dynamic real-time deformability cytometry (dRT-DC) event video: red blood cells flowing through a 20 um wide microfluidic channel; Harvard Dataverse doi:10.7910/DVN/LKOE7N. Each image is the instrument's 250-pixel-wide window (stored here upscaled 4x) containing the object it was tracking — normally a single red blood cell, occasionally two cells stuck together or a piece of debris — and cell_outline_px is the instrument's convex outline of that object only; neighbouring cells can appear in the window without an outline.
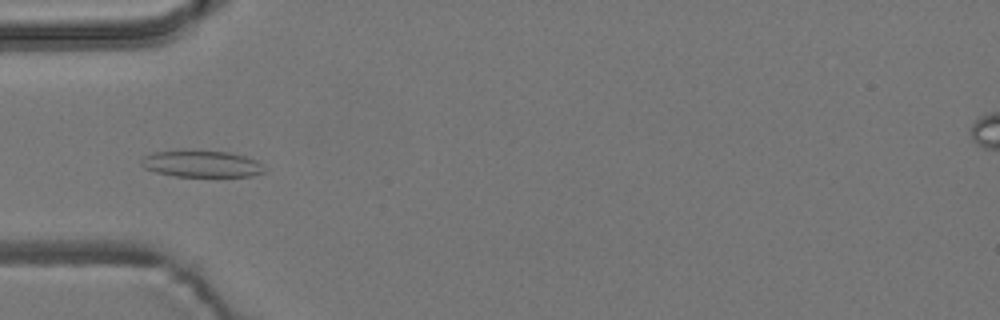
{"species": "common noctule bat (a hibernating species)", "species_latin": "Nyctalus noctula", "temperature_condition": "room temperature", "stored_images_in_passage": 3, "camera_frame_rate_fps": 3000, "um_per_image_px": 0.085, "animal": {"sex": "male", "body_mass_g": 19.2, "forearm_length_mm": 51.8}, "frame": {"image": 1, "passage_image": 1, "time_ms": 0.0, "image_size_px": [1000, 320], "cell_outline_px": [[264, 172], [252, 176], [176, 176], [156, 172], [144, 168], [140, 164], [140, 160], [144, 156], [156, 152], [180, 148], [228, 152], [244, 156], [256, 160], [260, 164]], "centroid_in_image_um": [17.05, 13.89], "position_along_channel_um": 67.9, "area_um2": 19.42}}
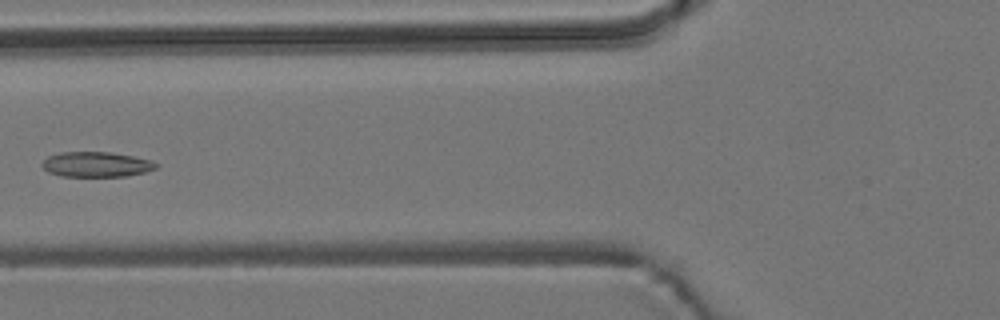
{"frame": {"image": 2, "passage_image": 2, "time_ms": 1.333, "image_size_px": [1000, 320], "cell_outline_px": [[160, 164], [156, 168], [144, 172], [128, 176], [60, 176], [48, 172], [40, 164], [48, 156], [60, 152], [112, 152], [152, 160]], "centroid_in_image_um": [8.19, 13.97], "position_along_channel_um": 117.6, "area_um2": 16.76}}
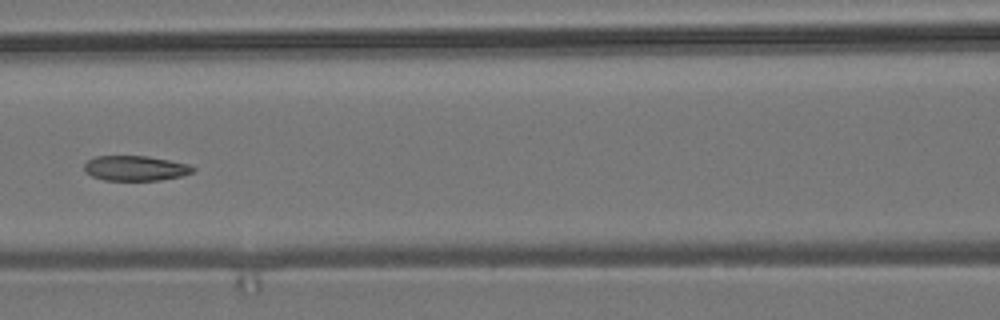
{"frame": {"image": 3, "passage_image": 3, "time_ms": 2.333, "image_size_px": [1000, 320], "cell_outline_px": [[196, 168], [192, 172], [180, 176], [160, 180], [104, 180], [92, 176], [84, 172], [84, 164], [88, 160], [96, 156], [148, 156], [188, 164]], "centroid_in_image_um": [11.47, 14.3], "position_along_channel_um": 155.1, "area_um2": 15.78}}